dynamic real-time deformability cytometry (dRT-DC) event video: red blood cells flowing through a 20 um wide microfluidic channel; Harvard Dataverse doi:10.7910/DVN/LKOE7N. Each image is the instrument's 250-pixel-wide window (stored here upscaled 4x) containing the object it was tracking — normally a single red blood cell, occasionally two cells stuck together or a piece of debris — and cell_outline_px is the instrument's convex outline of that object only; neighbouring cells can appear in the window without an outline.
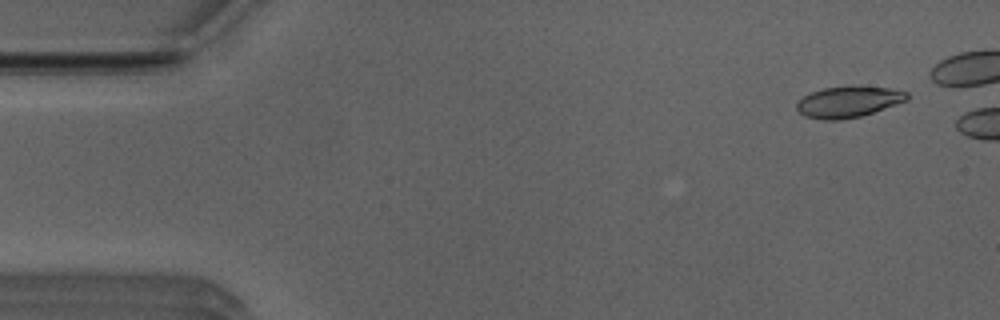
{"species": "Egyptian fruit bat (a non-hibernating species)", "species_latin": "Rousettus aegyptiacus", "temperature_condition": "room temperature", "stored_images_in_passage": 6, "camera_frame_rate_fps": 3000, "um_per_image_px": 0.085, "animal": {"sex": "male"}, "frame": {"image": 1, "passage_image": 2, "time_ms": 0.333, "image_size_px": [1000, 320], "cell_outline_px": [[908, 100], [860, 116], [836, 120], [824, 120], [804, 116], [796, 108], [796, 104], [804, 96], [812, 92], [824, 88], [888, 88], [908, 92]], "centroid_in_image_um": [72.09, 8.69], "position_along_channel_um": 12.9, "area_um2": 19.13}}